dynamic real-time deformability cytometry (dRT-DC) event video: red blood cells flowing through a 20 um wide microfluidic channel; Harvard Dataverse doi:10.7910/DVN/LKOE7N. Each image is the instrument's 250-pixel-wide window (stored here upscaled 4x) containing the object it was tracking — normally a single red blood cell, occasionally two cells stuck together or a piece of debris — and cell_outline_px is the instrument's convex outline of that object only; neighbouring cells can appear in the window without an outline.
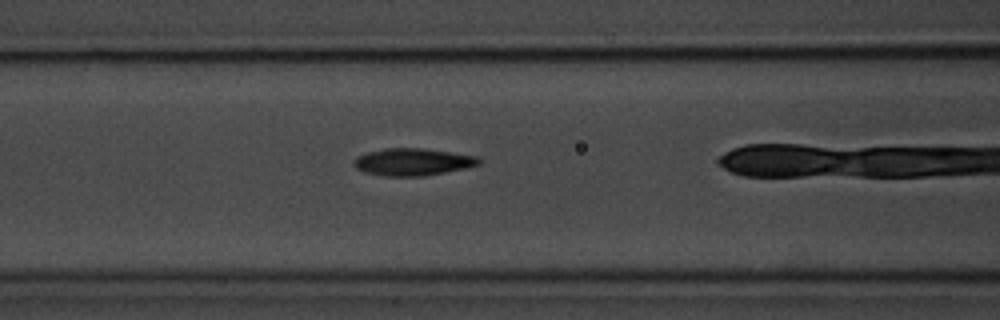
{"species": "common noctule bat (a hibernating species)", "species_latin": "Nyctalus noctula", "temperature_condition": "room temperature", "stored_images_in_passage": 40, "camera_frame_rate_fps": 3000, "um_per_image_px": 0.085, "animal": {"sex": "male", "body_mass_g": 20.1, "forearm_length_mm": 53.5}, "frame": {"image": 1, "passage_image": 18, "time_ms": 5.667, "image_size_px": [1000, 320], "cell_outline_px": [[480, 164], [464, 168], [424, 176], [384, 176], [364, 172], [356, 168], [352, 164], [352, 160], [356, 156], [368, 152], [384, 148], [424, 148], [476, 156], [480, 160]], "centroid_in_image_um": [35.01, 13.76], "position_along_channel_um": 131.6, "area_um2": 19.83}}
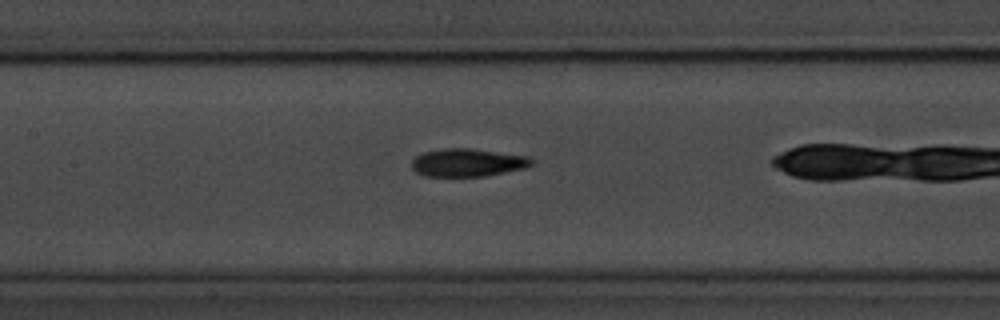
{"frame": {"image": 2, "passage_image": 21, "time_ms": 6.667, "image_size_px": [1000, 320], "cell_outline_px": [[532, 164], [524, 168], [484, 176], [424, 176], [416, 172], [412, 168], [412, 160], [416, 156], [424, 152], [444, 148], [468, 148], [528, 156], [532, 160]], "centroid_in_image_um": [39.71, 13.82], "position_along_channel_um": 167.7, "area_um2": 19.31}}
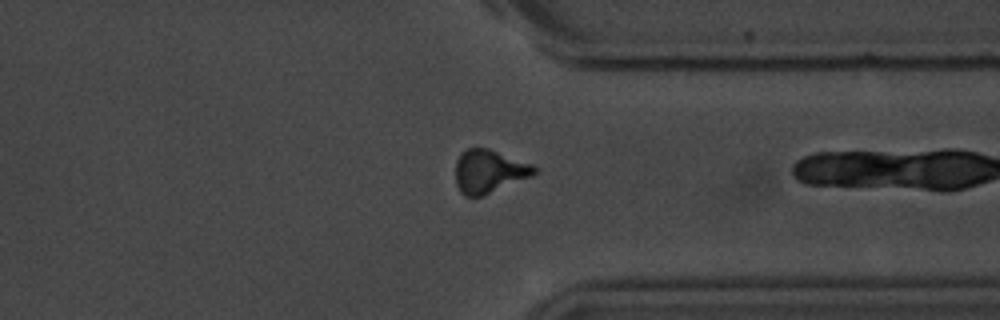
{"frame": {"image": 3, "passage_image": 38, "time_ms": 12.333, "image_size_px": [1000, 320], "cell_outline_px": [[536, 172], [532, 176], [484, 196], [464, 196], [460, 192], [456, 184], [456, 160], [460, 152], [468, 148], [488, 148], [532, 164], [536, 168]], "centroid_in_image_um": [41.55, 14.57], "position_along_channel_um": 369.9, "area_um2": 19.94}}